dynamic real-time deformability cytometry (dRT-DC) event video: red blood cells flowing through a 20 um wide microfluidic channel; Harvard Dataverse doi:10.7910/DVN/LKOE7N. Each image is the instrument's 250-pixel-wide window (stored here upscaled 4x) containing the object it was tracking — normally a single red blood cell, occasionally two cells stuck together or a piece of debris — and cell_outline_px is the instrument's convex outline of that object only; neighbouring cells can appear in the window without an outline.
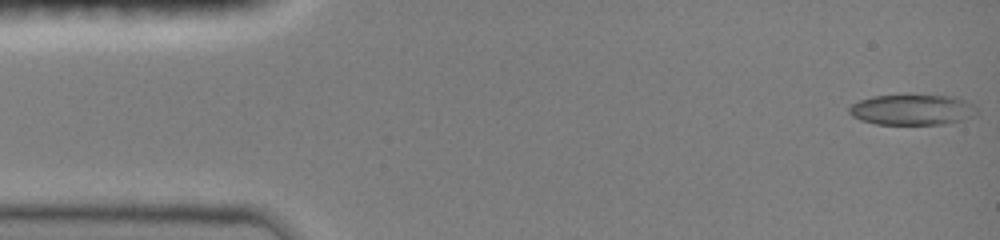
{"species": "common noctule bat (a hibernating species)", "species_latin": "Nyctalus noctula", "temperature_condition": "room temperature", "stored_images_in_passage": 18, "camera_frame_rate_fps": 3000, "um_per_image_px": 0.085, "animal": {"sex": "female", "body_mass_g": 19.0, "forearm_length_mm": 51.5}, "frame": {"image": 1, "passage_image": 1, "time_ms": 0.0, "image_size_px": [1000, 240], "cell_outline_px": [[976, 116], [944, 124], [876, 124], [860, 120], [852, 116], [848, 112], [848, 108], [852, 104], [860, 100], [872, 96], [952, 96], [976, 104]], "centroid_in_image_um": [77.54, 9.34], "position_along_channel_um": 7.5, "area_um2": 22.6}}
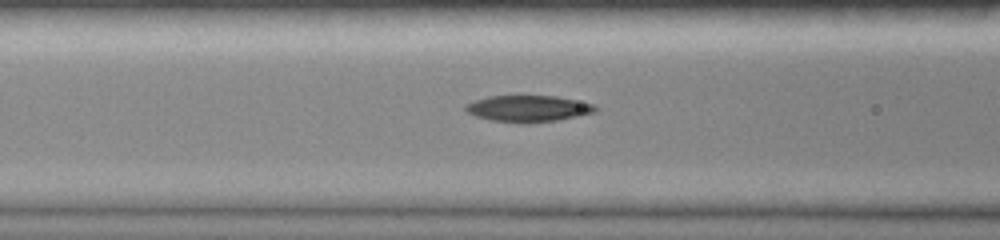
{"frame": {"image": 2, "passage_image": 16, "time_ms": 5.667, "image_size_px": [1000, 240], "cell_outline_px": [[596, 112], [556, 120], [524, 124], [492, 120], [476, 116], [468, 112], [464, 108], [464, 104], [488, 96], [556, 96], [596, 104]], "centroid_in_image_um": [44.89, 9.23], "position_along_channel_um": 121.7, "area_um2": 19.94}}
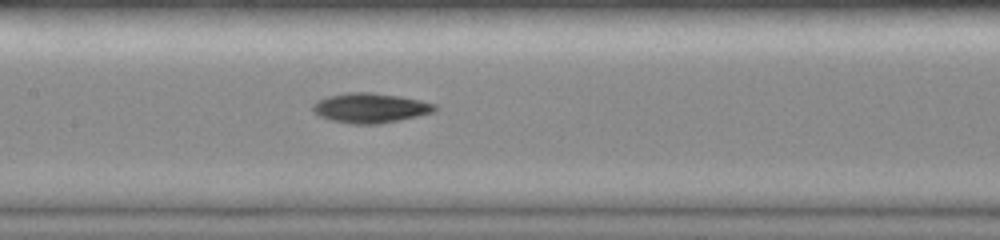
{"frame": {"image": 3, "passage_image": 18, "time_ms": 7.0, "image_size_px": [1000, 240], "cell_outline_px": [[436, 112], [400, 120], [380, 124], [352, 124], [328, 120], [312, 112], [312, 104], [316, 100], [328, 96], [348, 92], [372, 92], [400, 96], [420, 100], [436, 104]], "centroid_in_image_um": [31.45, 9.18], "position_along_channel_um": 175.9, "area_um2": 21.5}}